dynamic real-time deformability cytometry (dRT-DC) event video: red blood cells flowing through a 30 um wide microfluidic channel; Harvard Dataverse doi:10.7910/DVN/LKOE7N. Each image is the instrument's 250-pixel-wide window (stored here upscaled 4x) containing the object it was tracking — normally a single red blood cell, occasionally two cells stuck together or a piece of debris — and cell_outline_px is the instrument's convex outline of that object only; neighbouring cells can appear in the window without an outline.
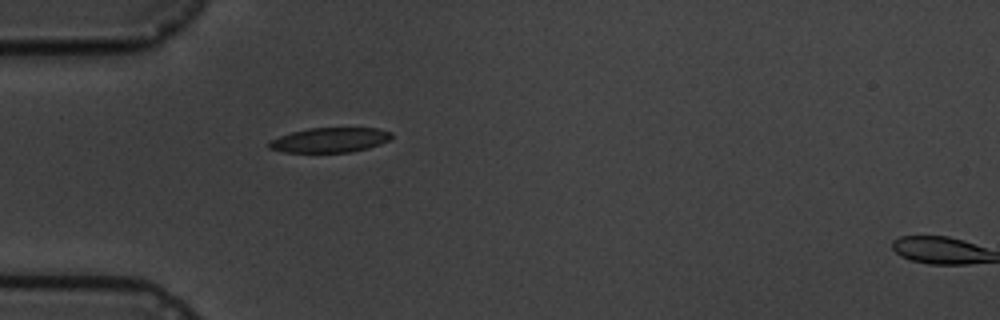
{"species": "common noctule bat (a hibernating species)", "species_latin": "Nyctalus noctula", "temperature_condition": "cold", "stored_images_in_passage": 2, "segment_of_instrument_passage": [1, 2], "camera_frame_rate_fps": 3000, "um_per_image_px": 0.085, "animal": {"sex": "male", "body_mass_g": 19.5, "forearm_length_mm": 54.6}, "frame": {"image": 1, "passage_image": 1, "time_ms": 0.0, "image_size_px": [1000, 320], "cell_outline_px": [[392, 136], [388, 140], [380, 144], [368, 148], [352, 152], [284, 152], [268, 148], [268, 140], [292, 132], [308, 128], [376, 128], [392, 132]], "centroid_in_image_um": [28.02, 11.9], "position_along_channel_um": 57.0, "area_um2": 17.69}}